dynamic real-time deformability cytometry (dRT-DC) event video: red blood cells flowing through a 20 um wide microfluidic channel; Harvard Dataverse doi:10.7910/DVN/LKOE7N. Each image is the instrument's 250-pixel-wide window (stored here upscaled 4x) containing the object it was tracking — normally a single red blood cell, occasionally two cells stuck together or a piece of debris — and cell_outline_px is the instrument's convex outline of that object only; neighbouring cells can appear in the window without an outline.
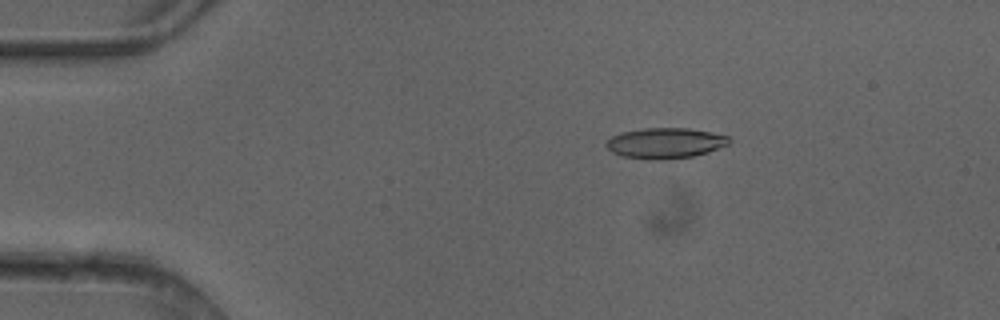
{"species": "common noctule bat (a hibernating species)", "species_latin": "Nyctalus noctula", "temperature_condition": "cold", "stored_images_in_passage": 4, "camera_frame_rate_fps": 3000, "um_per_image_px": 0.085, "animal": {"sex": "female"}, "frame": {"image": 1, "passage_image": 3, "time_ms": 0.667, "image_size_px": [1000, 320], "cell_outline_px": [[732, 140], [728, 144], [708, 152], [692, 156], [664, 160], [648, 160], [620, 156], [612, 152], [604, 144], [612, 136], [620, 132], [644, 128], [688, 128], [712, 132], [728, 136]], "centroid_in_image_um": [56.52, 12.17], "position_along_channel_um": 28.5, "area_um2": 22.08}}